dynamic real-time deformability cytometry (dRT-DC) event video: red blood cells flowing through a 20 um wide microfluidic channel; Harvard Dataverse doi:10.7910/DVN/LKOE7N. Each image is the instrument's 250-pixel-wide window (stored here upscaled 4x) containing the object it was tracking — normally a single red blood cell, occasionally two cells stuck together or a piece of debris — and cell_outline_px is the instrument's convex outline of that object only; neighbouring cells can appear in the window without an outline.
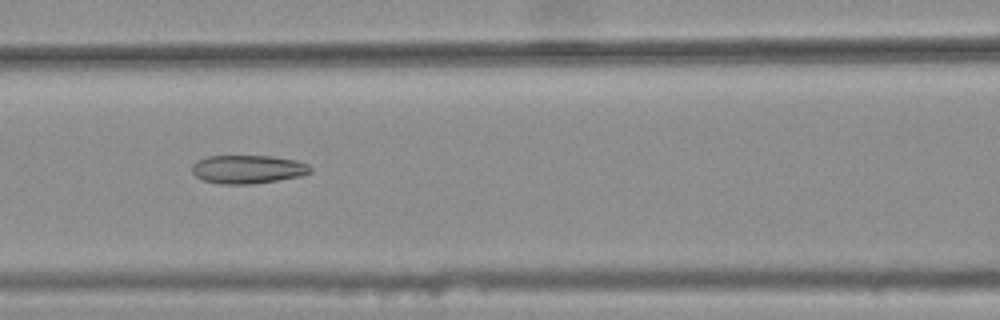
{"species": "common noctule bat (a hibernating species)", "species_latin": "Nyctalus noctula", "temperature_condition": "warm", "stored_images_in_passage": 46, "camera_frame_rate_fps": 3000, "um_per_image_px": 0.085, "animal": {"sex": "female", "body_mass_g": 25.1}, "frame": {"image": 1, "passage_image": 23, "time_ms": 7.333, "image_size_px": [1000, 320], "cell_outline_px": [[312, 172], [300, 176], [252, 184], [220, 184], [204, 180], [196, 176], [192, 172], [192, 164], [196, 160], [208, 156], [272, 156], [296, 160], [308, 164], [312, 168]], "centroid_in_image_um": [21.06, 14.38], "position_along_channel_um": 145.5, "area_um2": 19.65}}
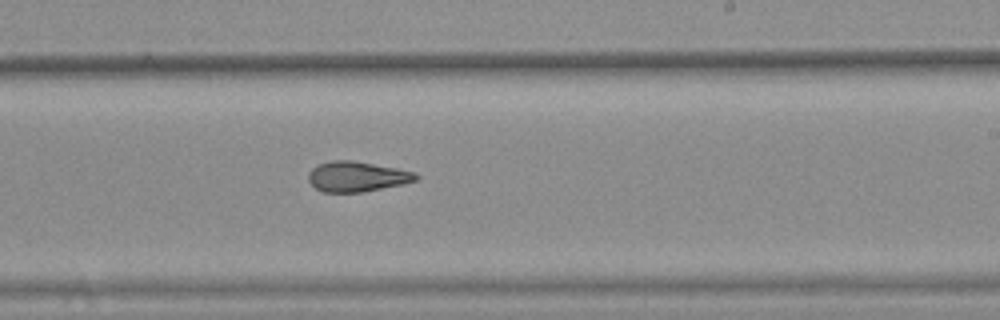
{"frame": {"image": 2, "passage_image": 32, "time_ms": 10.333, "image_size_px": [1000, 320], "cell_outline_px": [[420, 176], [416, 180], [404, 184], [360, 192], [324, 192], [316, 188], [308, 180], [308, 172], [316, 164], [332, 160], [352, 160], [396, 168], [416, 172]], "centroid_in_image_um": [30.33, 15.0], "position_along_channel_um": 258.7, "area_um2": 18.96}}
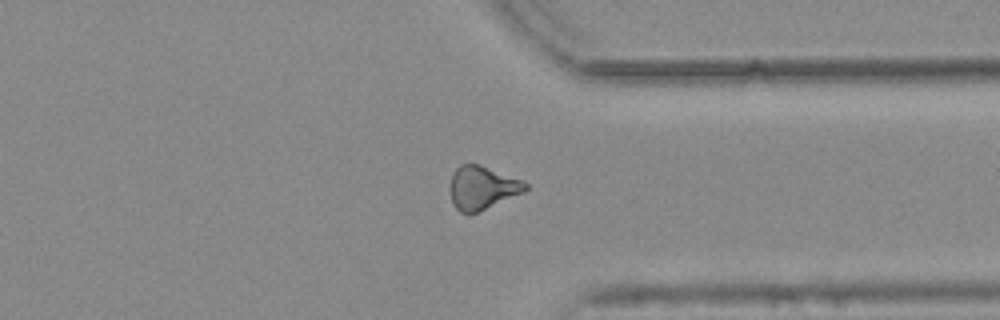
{"frame": {"image": 3, "passage_image": 41, "time_ms": 13.333, "image_size_px": [1000, 320], "cell_outline_px": [[528, 188], [524, 192], [476, 212], [460, 212], [452, 204], [448, 188], [452, 176], [456, 168], [460, 164], [480, 164], [520, 180], [528, 184]], "centroid_in_image_um": [40.94, 15.94], "position_along_channel_um": 370.5, "area_um2": 18.79}, "authors_computed_cell_mechanics": {"area_um2": 19.5942, "velocity_mm_per_s": 3.7822, "shape_relaxation_time_tau1_ms": null, "shape_relaxation_time_tau2_ms": 3.2446, "deformation_change_tau1": null, "deformation_change_tau2": 0.123}}